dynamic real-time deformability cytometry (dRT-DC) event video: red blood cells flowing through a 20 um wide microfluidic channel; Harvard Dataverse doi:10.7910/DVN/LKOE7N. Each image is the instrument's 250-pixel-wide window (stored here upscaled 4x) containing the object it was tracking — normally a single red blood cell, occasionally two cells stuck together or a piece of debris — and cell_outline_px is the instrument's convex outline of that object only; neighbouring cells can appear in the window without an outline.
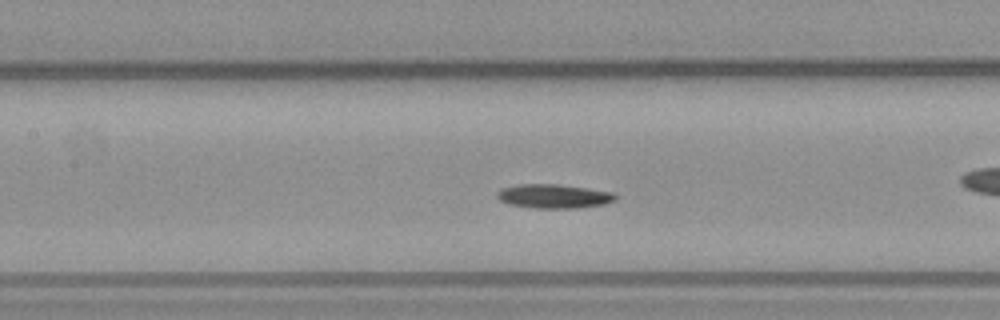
{"species": "common noctule bat (a hibernating species)", "species_latin": "Nyctalus noctula", "temperature_condition": "warm", "stored_images_in_passage": 41, "camera_frame_rate_fps": 3000, "um_per_image_px": 0.085, "animal": {"sex": "male", "body_mass_g": 23.1, "forearm_length_mm": 52.7}, "frame": {"image": 1, "passage_image": 12, "time_ms": 3.667, "image_size_px": [1000, 320], "cell_outline_px": [[616, 200], [604, 204], [580, 208], [536, 208], [508, 204], [500, 200], [496, 196], [496, 192], [504, 188], [520, 184], [556, 184], [588, 188], [612, 192], [616, 196]], "centroid_in_image_um": [47.08, 16.68], "position_along_channel_um": 160.3, "area_um2": 16.53}}
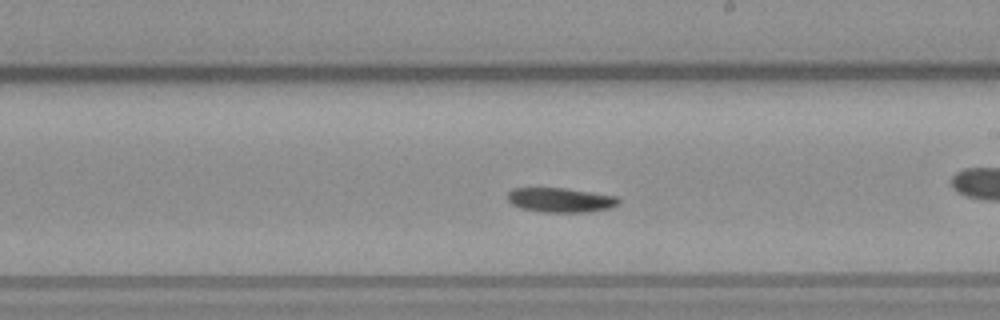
{"frame": {"image": 2, "passage_image": 18, "time_ms": 5.667, "image_size_px": [1000, 320], "cell_outline_px": [[620, 204], [608, 208], [588, 212], [540, 212], [520, 208], [512, 204], [508, 200], [508, 192], [512, 188], [564, 188], [616, 196], [620, 200]], "centroid_in_image_um": [47.63, 17.0], "position_along_channel_um": 241.4, "area_um2": 15.84}}
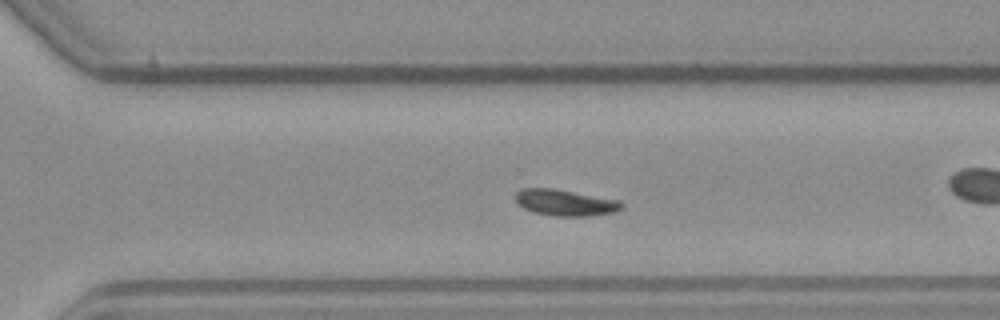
{"frame": {"image": 3, "passage_image": 24, "time_ms": 7.667, "image_size_px": [1000, 320], "cell_outline_px": [[624, 204], [616, 212], [588, 216], [552, 216], [532, 212], [524, 208], [516, 200], [516, 192], [520, 188], [552, 188], [620, 200]], "centroid_in_image_um": [48.04, 17.23], "position_along_channel_um": 322.6, "area_um2": 16.24}}